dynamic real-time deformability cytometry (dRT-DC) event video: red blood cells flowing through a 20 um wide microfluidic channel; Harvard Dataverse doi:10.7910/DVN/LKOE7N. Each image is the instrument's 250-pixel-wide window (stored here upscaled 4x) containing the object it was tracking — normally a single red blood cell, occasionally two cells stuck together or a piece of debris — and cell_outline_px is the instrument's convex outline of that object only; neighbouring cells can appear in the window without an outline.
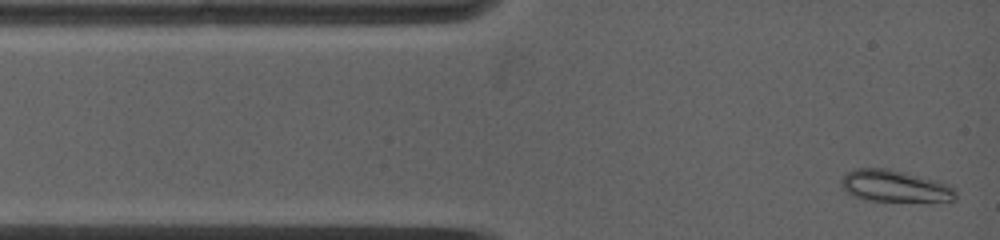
{"species": "common noctule bat (a hibernating species)", "species_latin": "Nyctalus noctula", "temperature_condition": "warm", "stored_images_in_passage": 36, "camera_frame_rate_fps": 5000, "um_per_image_px": 0.085, "animal": {"sex": "female", "body_mass_g": 19.0, "forearm_length_mm": 53.3}, "frame": {"image": 1, "passage_image": 1, "time_ms": 0.0, "image_size_px": [1000, 240], "cell_outline_px": [[956, 200], [864, 200], [852, 196], [840, 184], [840, 180], [844, 172], [856, 168], [888, 168], [940, 180], [948, 184], [956, 192]], "centroid_in_image_um": [76.01, 15.78], "position_along_channel_um": 9.0, "area_um2": 21.15}}
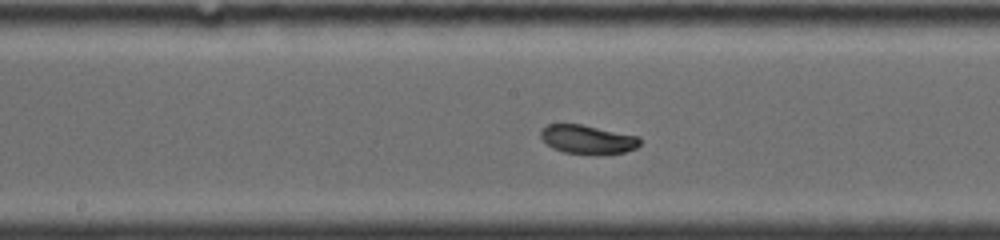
{"frame": {"image": 2, "passage_image": 21, "time_ms": 6.0, "image_size_px": [1000, 240], "cell_outline_px": [[640, 144], [636, 148], [624, 152], [600, 156], [596, 156], [564, 152], [552, 148], [540, 136], [540, 132], [548, 124], [580, 124], [640, 136]], "centroid_in_image_um": [49.99, 11.88], "position_along_channel_um": 198.2, "area_um2": 16.94}}
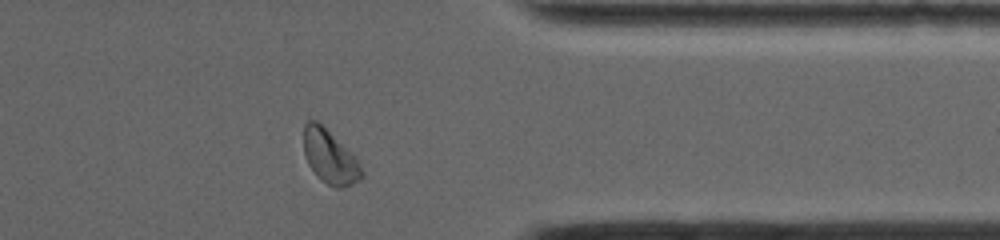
{"frame": {"image": 3, "passage_image": 32, "time_ms": 11.0, "image_size_px": [1000, 240], "cell_outline_px": [[364, 176], [360, 180], [352, 184], [340, 188], [336, 188], [320, 180], [316, 176], [308, 164], [304, 152], [304, 124], [308, 120], [316, 120], [356, 156], [360, 164]], "centroid_in_image_um": [28.04, 13.35], "position_along_channel_um": 383.4, "area_um2": 18.15}, "authors_computed_cell_mechanics": {"area_um2": 17.34, "velocity_mm_per_s": 3.892, "shape_relaxation_time_tau1_ms": 3.5109, "shape_relaxation_time_tau2_ms": 1.5196, "deformation_change_tau1": 0.1404, "deformation_change_tau2": 0.0581}}